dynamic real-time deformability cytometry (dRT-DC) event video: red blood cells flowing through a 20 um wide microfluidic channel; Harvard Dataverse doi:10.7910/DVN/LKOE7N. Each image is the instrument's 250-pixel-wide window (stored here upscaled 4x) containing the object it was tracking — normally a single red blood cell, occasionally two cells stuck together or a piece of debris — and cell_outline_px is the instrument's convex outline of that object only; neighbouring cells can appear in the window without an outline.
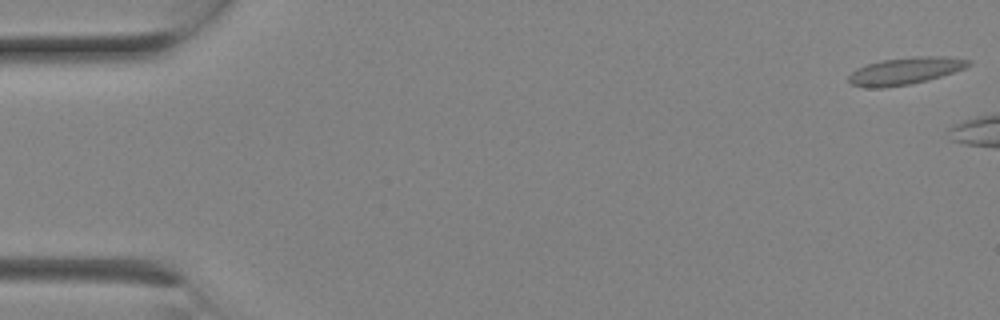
{"species": "Egyptian fruit bat (a non-hibernating species)", "species_latin": "Rousettus aegyptiacus", "temperature_condition": "room temperature", "stored_images_in_passage": 4, "camera_frame_rate_fps": 3000, "um_per_image_px": 0.085, "animal": {"sex": "female"}, "frame": {"image": 1, "passage_image": 1, "time_ms": 0.0, "image_size_px": [1000, 320], "cell_outline_px": [[972, 64], [964, 68], [928, 80], [908, 84], [884, 88], [868, 88], [852, 84], [848, 80], [848, 76], [856, 68], [868, 64], [884, 60], [916, 56], [944, 56], [972, 60]], "centroid_in_image_um": [76.94, 6.02], "position_along_channel_um": 8.1, "area_um2": 18.79}}